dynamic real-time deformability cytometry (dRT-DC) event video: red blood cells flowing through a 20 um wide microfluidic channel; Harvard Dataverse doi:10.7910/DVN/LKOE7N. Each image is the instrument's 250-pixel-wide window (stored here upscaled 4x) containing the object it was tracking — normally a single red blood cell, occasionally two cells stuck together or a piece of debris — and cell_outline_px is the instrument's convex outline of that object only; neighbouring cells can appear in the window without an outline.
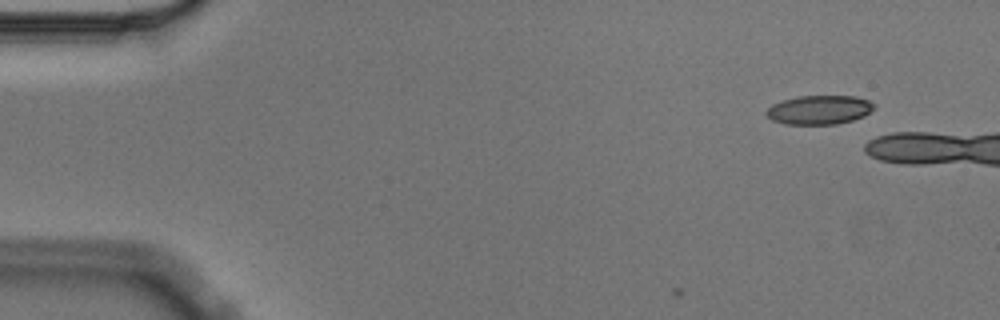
{"species": "Egyptian fruit bat (a non-hibernating species)", "species_latin": "Rousettus aegyptiacus", "temperature_condition": "cold", "stored_images_in_passage": 4, "camera_frame_rate_fps": 3000, "um_per_image_px": 0.085, "animal": {"sex": "male"}, "frame": {"image": 1, "passage_image": 1, "time_ms": 0.0, "image_size_px": [1000, 320], "cell_outline_px": [[872, 108], [864, 116], [852, 120], [836, 124], [784, 124], [772, 120], [764, 112], [772, 104], [796, 96], [856, 96], [868, 100], [872, 104]], "centroid_in_image_um": [69.59, 9.33], "position_along_channel_um": 15.4, "area_um2": 18.03}}